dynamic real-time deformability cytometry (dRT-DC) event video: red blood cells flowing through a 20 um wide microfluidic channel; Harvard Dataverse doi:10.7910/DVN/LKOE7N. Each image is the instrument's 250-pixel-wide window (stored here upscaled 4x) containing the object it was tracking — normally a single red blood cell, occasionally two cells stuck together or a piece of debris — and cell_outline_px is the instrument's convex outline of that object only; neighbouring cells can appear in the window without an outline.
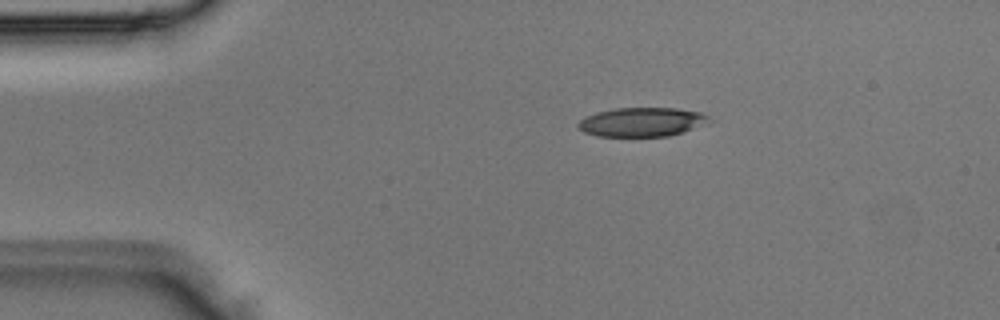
{"species": "Egyptian fruit bat (a non-hibernating species)", "species_latin": "Rousettus aegyptiacus", "temperature_condition": "room temperature", "stored_images_in_passage": 5, "camera_frame_rate_fps": 3000, "um_per_image_px": 0.085, "animal": {"sex": "male"}, "frame": {"image": 1, "passage_image": 5, "time_ms": 1.333, "image_size_px": [1000, 320], "cell_outline_px": [[712, 120], [692, 128], [668, 136], [596, 136], [584, 132], [576, 124], [584, 116], [596, 112], [616, 108], [676, 108], [700, 112], [708, 116]], "centroid_in_image_um": [54.5, 10.36], "position_along_channel_um": 30.5, "area_um2": 21.96}}